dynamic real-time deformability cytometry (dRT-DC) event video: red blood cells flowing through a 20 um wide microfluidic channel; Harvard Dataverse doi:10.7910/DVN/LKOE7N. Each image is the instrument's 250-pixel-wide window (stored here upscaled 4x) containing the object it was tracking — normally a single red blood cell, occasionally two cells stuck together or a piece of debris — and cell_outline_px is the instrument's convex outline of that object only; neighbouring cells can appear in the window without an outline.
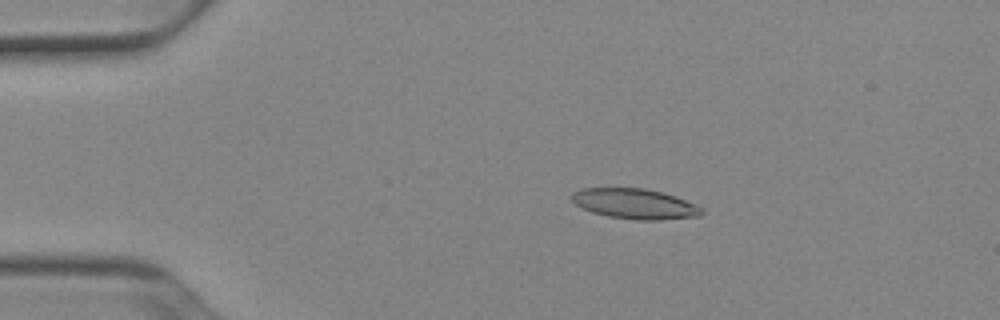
{"species": "Egyptian fruit bat (a non-hibernating species)", "species_latin": "Rousettus aegyptiacus", "temperature_condition": "cold", "stored_images_in_passage": 51, "camera_frame_rate_fps": 3000, "um_per_image_px": 0.085, "animal": {"sex": "female"}, "frame": {"image": 1, "passage_image": 9, "time_ms": 2.667, "image_size_px": [1000, 320], "cell_outline_px": [[704, 212], [700, 216], [660, 220], [640, 220], [608, 216], [592, 212], [580, 208], [572, 200], [572, 192], [584, 188], [644, 188], [676, 196], [696, 204]], "centroid_in_image_um": [53.96, 17.32], "position_along_channel_um": 31.0, "area_um2": 22.83}}
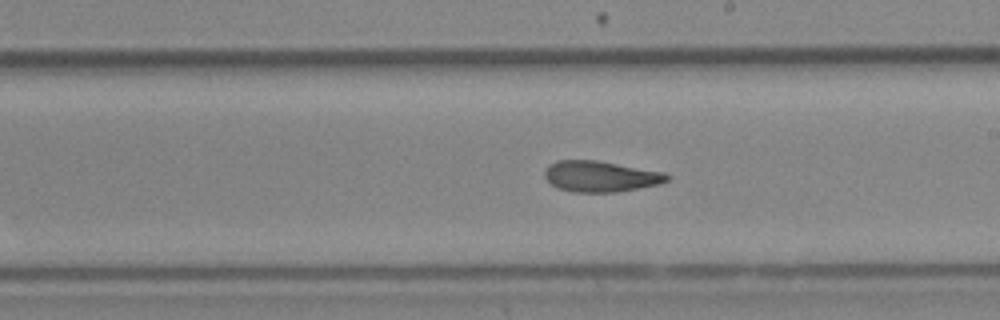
{"frame": {"image": 2, "passage_image": 29, "time_ms": 9.333, "image_size_px": [1000, 320], "cell_outline_px": [[672, 176], [668, 180], [660, 184], [616, 192], [572, 192], [556, 188], [544, 176], [544, 172], [548, 164], [556, 160], [596, 160], [664, 172]], "centroid_in_image_um": [51.03, 14.99], "position_along_channel_um": 238.0, "area_um2": 22.14}}
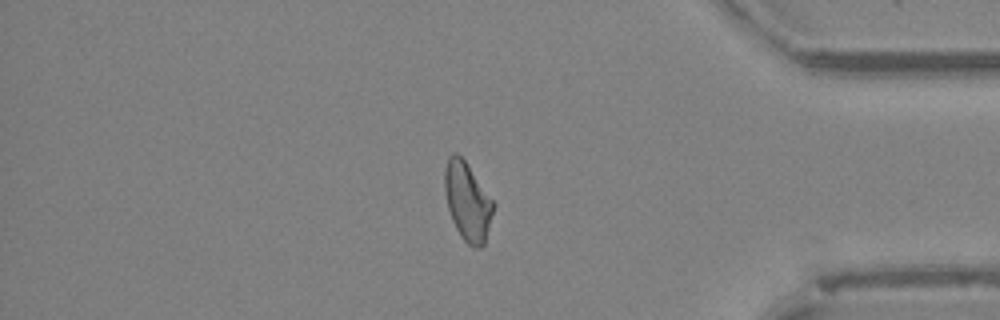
{"frame": {"image": 3, "passage_image": 43, "time_ms": 14.0, "image_size_px": [1000, 320], "cell_outline_px": [[492, 212], [484, 244], [480, 248], [476, 248], [468, 244], [460, 236], [452, 220], [448, 208], [444, 188], [444, 168], [448, 156], [452, 152], [456, 152], [464, 160], [492, 200]], "centroid_in_image_um": [39.68, 17.11], "position_along_channel_um": 395.5, "area_um2": 21.68}, "authors_computed_cell_mechanics": {"area_um2": 22.4842, "velocity_mm_per_s": 3.9247, "shape_relaxation_time_tau1_ms": 8.8202, "shape_relaxation_time_tau2_ms": 3.6487, "deformation_change_tau1": 0.2118, "deformation_change_tau2": 0.1132}}